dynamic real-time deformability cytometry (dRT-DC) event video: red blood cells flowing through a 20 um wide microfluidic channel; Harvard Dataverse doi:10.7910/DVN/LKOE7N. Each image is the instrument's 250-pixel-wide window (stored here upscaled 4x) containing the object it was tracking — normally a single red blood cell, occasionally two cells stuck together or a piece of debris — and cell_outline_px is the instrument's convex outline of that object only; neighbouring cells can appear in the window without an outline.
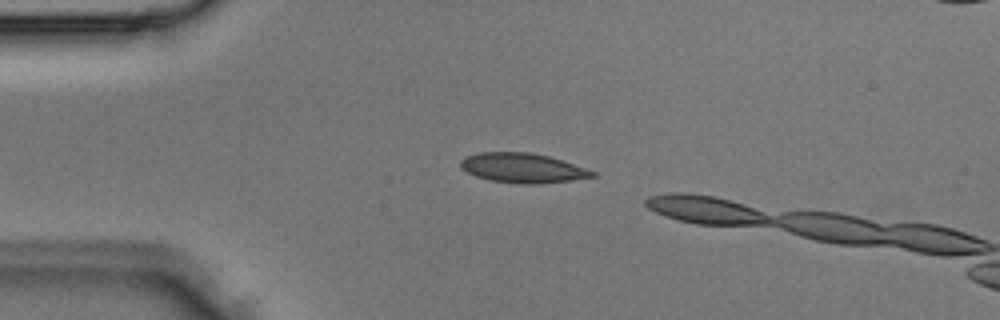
{"species": "Egyptian fruit bat (a non-hibernating species)", "species_latin": "Rousettus aegyptiacus", "temperature_condition": "room temperature", "stored_images_in_passage": 3, "camera_frame_rate_fps": 3000, "um_per_image_px": 0.085, "animal": {"sex": "male"}, "frame": {"image": 1, "passage_image": 2, "time_ms": 0.333, "image_size_px": [1000, 320], "cell_outline_px": [[596, 176], [540, 184], [520, 184], [488, 180], [476, 176], [460, 168], [460, 160], [464, 156], [480, 152], [528, 152], [548, 156], [596, 172]], "centroid_in_image_um": [44.35, 14.28], "position_along_channel_um": 40.7, "area_um2": 22.6}}